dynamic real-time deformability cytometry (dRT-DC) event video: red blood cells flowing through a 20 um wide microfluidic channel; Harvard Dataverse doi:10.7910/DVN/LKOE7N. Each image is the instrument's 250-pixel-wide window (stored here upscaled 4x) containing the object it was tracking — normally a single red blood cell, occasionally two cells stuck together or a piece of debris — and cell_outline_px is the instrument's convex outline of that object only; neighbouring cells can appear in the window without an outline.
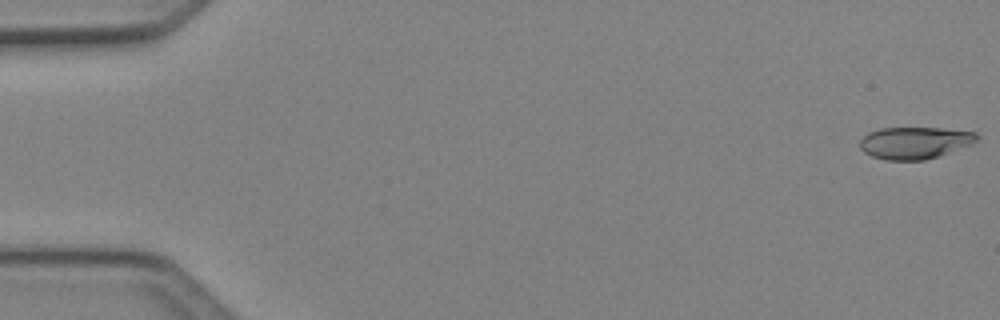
{"species": "Egyptian fruit bat (a non-hibernating species)", "species_latin": "Rousettus aegyptiacus", "temperature_condition": "cold", "stored_images_in_passage": 49, "camera_frame_rate_fps": 3000, "um_per_image_px": 0.085, "animal": {"sex": "female"}, "frame": {"image": 1, "passage_image": 1, "time_ms": 0.0, "image_size_px": [1000, 320], "cell_outline_px": [[980, 136], [972, 144], [940, 156], [924, 160], [884, 160], [872, 156], [864, 152], [860, 148], [860, 140], [868, 132], [880, 128], [940, 128], [976, 132]], "centroid_in_image_um": [77.75, 12.14], "position_along_channel_um": 7.2, "area_um2": 21.91}}
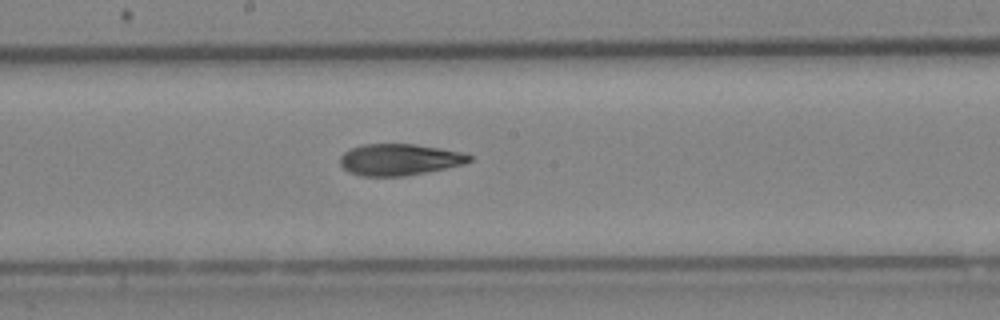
{"frame": {"image": 2, "passage_image": 27, "time_ms": 8.667, "image_size_px": [1000, 320], "cell_outline_px": [[472, 160], [464, 164], [404, 176], [360, 176], [348, 172], [340, 164], [340, 156], [344, 152], [352, 148], [364, 144], [416, 144], [440, 148], [460, 152], [472, 156]], "centroid_in_image_um": [33.92, 13.56], "position_along_channel_um": 214.3, "area_um2": 23.58}}
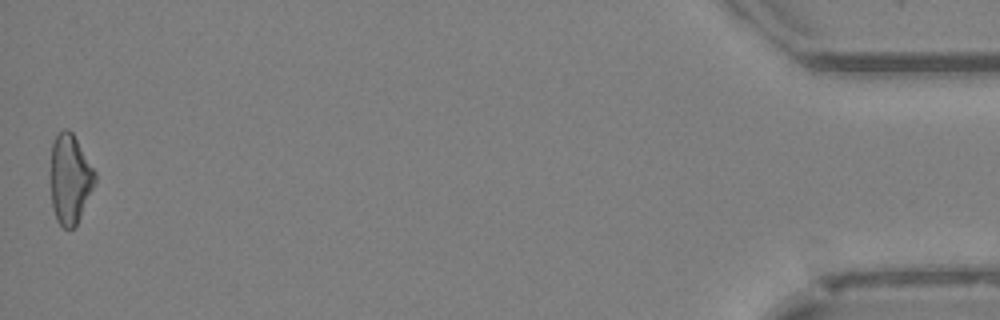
{"frame": {"image": 3, "passage_image": 49, "time_ms": 16.0, "image_size_px": [1000, 320], "cell_outline_px": [[96, 184], [76, 224], [72, 228], [64, 228], [56, 220], [52, 204], [48, 176], [52, 140], [64, 128], [68, 128], [72, 132], [96, 172]], "centroid_in_image_um": [5.91, 15.18], "position_along_channel_um": 429.3, "area_um2": 23.76}, "authors_computed_cell_mechanics": {"area_um2": 23.4668, "velocity_mm_per_s": 4.1929, "shape_relaxation_time_tau1_ms": 4.8918, "shape_relaxation_time_tau2_ms": 4.2944, "deformation_change_tau1": 0.1547, "deformation_change_tau2": 0.1292}}